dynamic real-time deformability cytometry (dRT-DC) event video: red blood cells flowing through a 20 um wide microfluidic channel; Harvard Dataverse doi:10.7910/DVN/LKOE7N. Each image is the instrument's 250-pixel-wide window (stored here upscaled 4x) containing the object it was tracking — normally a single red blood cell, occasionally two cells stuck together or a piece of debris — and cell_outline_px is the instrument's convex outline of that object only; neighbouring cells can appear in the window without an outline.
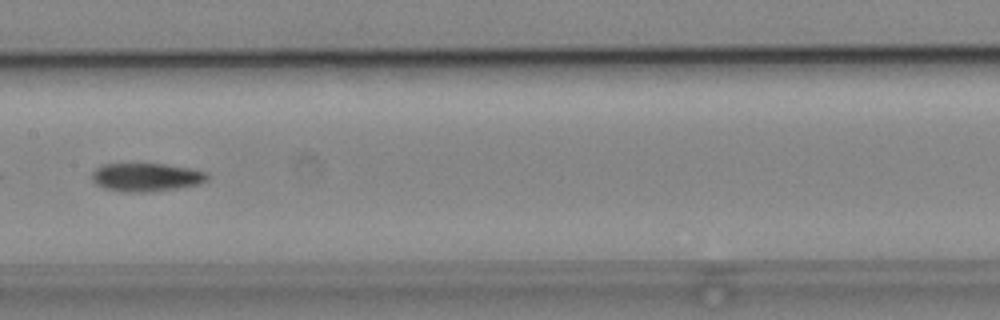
{"species": "common noctule bat (a hibernating species)", "species_latin": "Nyctalus noctula", "temperature_condition": "cold", "stored_images_in_passage": 9, "camera_frame_rate_fps": 3000, "um_per_image_px": 0.085, "animal": {"sex": "male", "body_mass_g": 19.2, "forearm_length_mm": 51.8}, "frame": {"image": 1, "passage_image": 7, "time_ms": 8.667, "image_size_px": [1000, 320], "cell_outline_px": [[208, 180], [196, 184], [176, 188], [132, 192], [104, 188], [96, 184], [92, 180], [92, 172], [96, 168], [104, 164], [164, 164], [188, 168], [208, 172]], "centroid_in_image_um": [12.41, 15.04], "position_along_channel_um": 195.0, "area_um2": 18.55}}
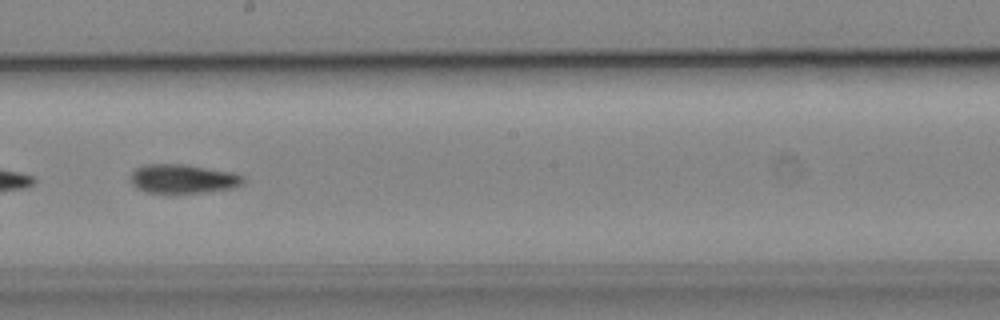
{"frame": {"image": 2, "passage_image": 8, "time_ms": 9.667, "image_size_px": [1000, 320], "cell_outline_px": [[244, 184], [232, 188], [200, 192], [144, 192], [136, 188], [132, 184], [132, 172], [136, 168], [144, 164], [184, 164], [232, 172], [244, 176]], "centroid_in_image_um": [15.56, 15.18], "position_along_channel_um": 232.6, "area_um2": 18.84}}
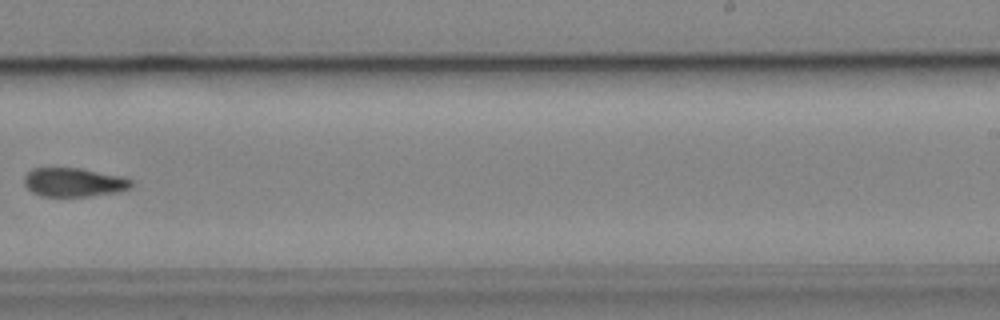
{"frame": {"image": 3, "passage_image": 9, "time_ms": 11.0, "image_size_px": [1000, 320], "cell_outline_px": [[132, 188], [120, 192], [92, 196], [40, 196], [32, 192], [24, 184], [24, 176], [32, 168], [80, 168], [120, 176], [132, 180]], "centroid_in_image_um": [6.29, 15.5], "position_along_channel_um": 282.7, "area_um2": 18.09}}